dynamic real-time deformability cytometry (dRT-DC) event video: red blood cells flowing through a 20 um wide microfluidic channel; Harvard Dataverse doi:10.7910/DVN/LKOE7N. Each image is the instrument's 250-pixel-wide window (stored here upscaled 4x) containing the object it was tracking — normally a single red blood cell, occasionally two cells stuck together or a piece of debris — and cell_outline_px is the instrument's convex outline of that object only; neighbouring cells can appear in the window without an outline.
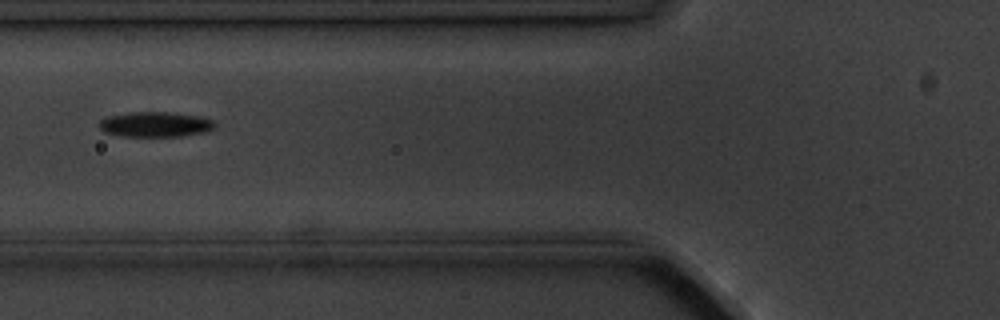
{"species": "common noctule bat (a hibernating species)", "species_latin": "Nyctalus noctula", "temperature_condition": "cold", "stored_images_in_passage": 9, "camera_frame_rate_fps": 3000, "um_per_image_px": 0.085, "animal": {"sex": "male", "body_mass_g": 20.1, "forearm_length_mm": 53.5}, "frame": {"image": 1, "passage_image": 7, "time_ms": 6.667, "image_size_px": [1000, 320], "cell_outline_px": [[216, 128], [208, 132], [180, 136], [120, 136], [104, 132], [100, 128], [100, 120], [108, 116], [128, 112], [172, 112], [200, 116], [216, 120]], "centroid_in_image_um": [13.27, 10.57], "position_along_channel_um": 112.5, "area_um2": 17.22}}